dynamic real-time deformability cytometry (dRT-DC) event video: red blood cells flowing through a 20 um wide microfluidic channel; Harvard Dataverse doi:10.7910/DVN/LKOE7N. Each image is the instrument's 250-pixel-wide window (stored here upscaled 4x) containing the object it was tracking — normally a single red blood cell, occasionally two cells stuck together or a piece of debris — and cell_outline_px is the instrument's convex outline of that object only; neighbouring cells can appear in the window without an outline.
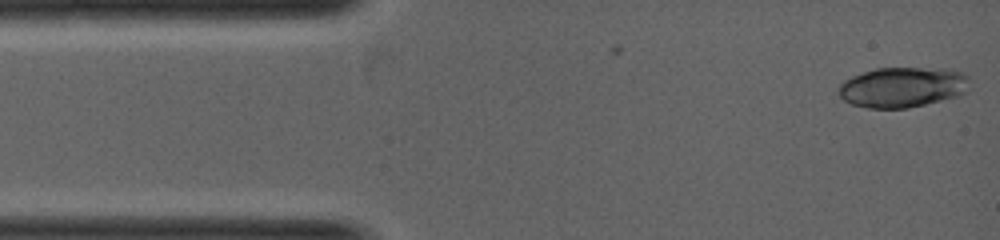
{"species": "common noctule bat (a hibernating species)", "species_latin": "Nyctalus noctula", "temperature_condition": "warm", "stored_images_in_passage": 2, "camera_frame_rate_fps": 5000, "um_per_image_px": 0.085, "animal": {"sex": "female", "body_mass_g": 19.0, "forearm_length_mm": 53.3}, "frame": {"image": 1, "passage_image": 2, "time_ms": 0.4, "image_size_px": [1000, 240], "cell_outline_px": [[968, 92], [960, 96], [908, 108], [868, 108], [852, 104], [844, 100], [836, 92], [840, 84], [844, 80], [852, 76], [876, 68], [948, 68], [964, 72], [968, 76]], "centroid_in_image_um": [76.75, 7.41], "position_along_channel_um": 8.3, "area_um2": 31.15}}